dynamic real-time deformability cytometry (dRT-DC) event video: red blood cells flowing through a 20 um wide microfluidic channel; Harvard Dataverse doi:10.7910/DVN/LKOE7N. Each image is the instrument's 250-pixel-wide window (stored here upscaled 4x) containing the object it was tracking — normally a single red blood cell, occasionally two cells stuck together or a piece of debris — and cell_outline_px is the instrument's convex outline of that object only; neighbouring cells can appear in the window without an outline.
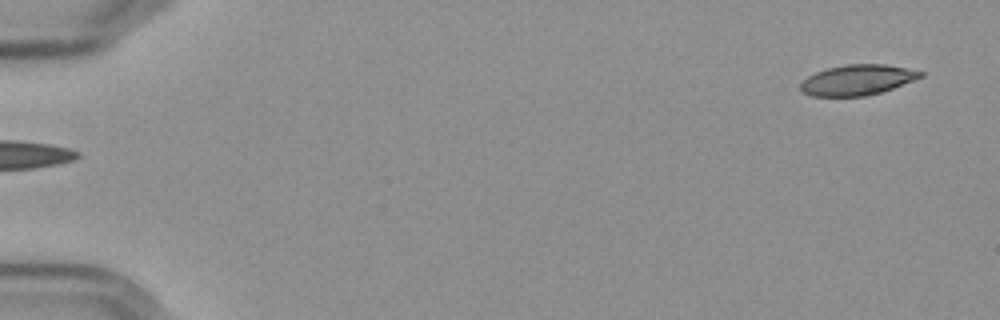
{"species": "Egyptian fruit bat (a non-hibernating species)", "species_latin": "Rousettus aegyptiacus", "temperature_condition": "cold", "stored_images_in_passage": 2, "segment_of_instrument_passage": [2, 2], "camera_frame_rate_fps": 3000, "um_per_image_px": 0.085, "frame": {"image": 1, "passage_image": 2, "time_ms": 1.333, "image_size_px": [1000, 320], "cell_outline_px": [[924, 76], [892, 88], [868, 96], [812, 96], [804, 92], [800, 88], [800, 84], [808, 76], [816, 72], [828, 68], [844, 64], [884, 64], [924, 72]], "centroid_in_image_um": [72.87, 6.79], "position_along_channel_um": 12.1, "area_um2": 21.04}}